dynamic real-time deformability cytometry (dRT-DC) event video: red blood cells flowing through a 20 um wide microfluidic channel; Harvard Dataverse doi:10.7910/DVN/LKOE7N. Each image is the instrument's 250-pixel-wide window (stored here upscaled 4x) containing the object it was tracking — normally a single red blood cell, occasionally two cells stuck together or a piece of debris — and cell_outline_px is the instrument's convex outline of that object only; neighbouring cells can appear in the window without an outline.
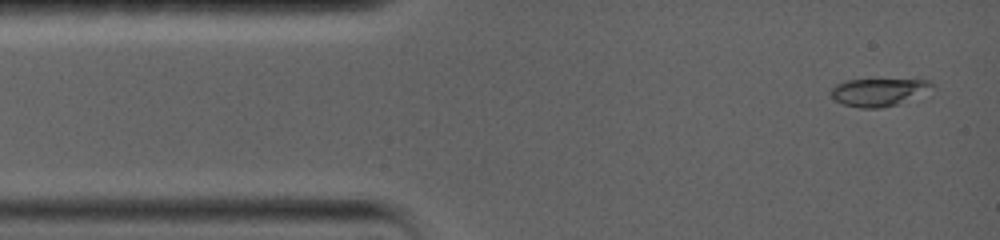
{"species": "common noctule bat (a hibernating species)", "species_latin": "Nyctalus noctula", "temperature_condition": "warm", "stored_images_in_passage": 8, "camera_frame_rate_fps": 5000, "um_per_image_px": 0.085, "animal": {"sex": "female", "body_mass_g": 19.0, "forearm_length_mm": 56.7}, "frame": {"image": 1, "passage_image": 1, "time_ms": 0.0, "image_size_px": [1000, 240], "cell_outline_px": [[932, 96], [880, 108], [860, 108], [844, 104], [836, 100], [828, 92], [836, 84], [844, 80], [928, 80], [932, 84]], "centroid_in_image_um": [74.8, 7.85], "position_along_channel_um": 10.2, "area_um2": 16.88}}
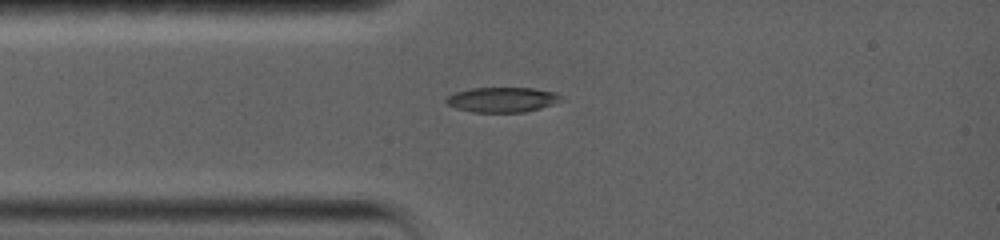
{"frame": {"image": 2, "passage_image": 7, "time_ms": 2.6, "image_size_px": [1000, 240], "cell_outline_px": [[564, 100], [540, 108], [524, 112], [472, 112], [456, 108], [448, 104], [444, 100], [448, 96], [456, 92], [472, 88], [532, 88], [556, 92]], "centroid_in_image_um": [42.7, 8.47], "position_along_channel_um": 42.3, "area_um2": 16.65}}